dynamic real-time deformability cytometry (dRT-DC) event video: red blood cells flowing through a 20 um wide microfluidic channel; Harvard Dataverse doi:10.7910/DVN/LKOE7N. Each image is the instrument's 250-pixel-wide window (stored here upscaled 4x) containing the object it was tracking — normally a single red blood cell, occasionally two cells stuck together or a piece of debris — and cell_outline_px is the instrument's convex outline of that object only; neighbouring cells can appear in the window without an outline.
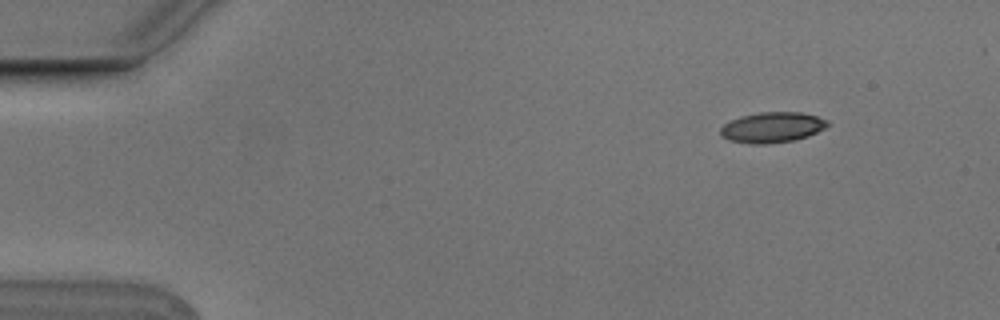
{"species": "Egyptian fruit bat (a non-hibernating species)", "species_latin": "Rousettus aegyptiacus", "temperature_condition": "cold", "stored_images_in_passage": 5, "camera_frame_rate_fps": 3000, "um_per_image_px": 0.085, "animal": {"sex": "male"}, "frame": {"image": 1, "passage_image": 1, "time_ms": 0.0, "image_size_px": [1000, 320], "cell_outline_px": [[828, 124], [824, 128], [808, 136], [796, 140], [768, 144], [752, 144], [728, 140], [720, 136], [720, 128], [724, 124], [740, 116], [760, 112], [800, 112], [816, 116], [828, 120]], "centroid_in_image_um": [65.61, 10.83], "position_along_channel_um": 19.4, "area_um2": 19.07}}
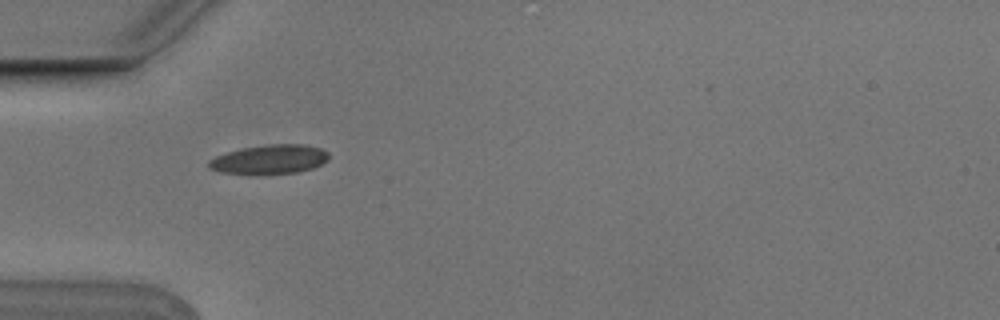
{"frame": {"image": 2, "passage_image": 4, "time_ms": 1.0, "image_size_px": [1000, 320], "cell_outline_px": [[328, 160], [312, 168], [296, 172], [220, 172], [208, 168], [208, 160], [216, 156], [240, 148], [268, 144], [304, 144], [320, 148], [328, 152]], "centroid_in_image_um": [22.92, 13.5], "position_along_channel_um": 62.1, "area_um2": 19.77}}